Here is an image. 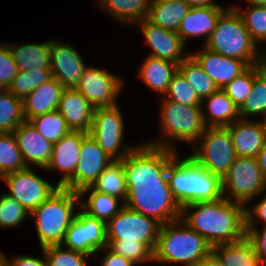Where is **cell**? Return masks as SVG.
<instances>
[{
    "label": "cell",
    "instance_id": "6da1fadb",
    "mask_svg": "<svg viewBox=\"0 0 266 266\" xmlns=\"http://www.w3.org/2000/svg\"><path fill=\"white\" fill-rule=\"evenodd\" d=\"M122 160L127 186L124 205L139 214L166 224L181 217L182 207L173 196L167 178L169 164L177 157L175 151L144 144Z\"/></svg>",
    "mask_w": 266,
    "mask_h": 266
},
{
    "label": "cell",
    "instance_id": "5bb4252c",
    "mask_svg": "<svg viewBox=\"0 0 266 266\" xmlns=\"http://www.w3.org/2000/svg\"><path fill=\"white\" fill-rule=\"evenodd\" d=\"M123 85L122 79L118 76L106 70L87 67L75 89L96 109L116 106L115 99Z\"/></svg>",
    "mask_w": 266,
    "mask_h": 266
},
{
    "label": "cell",
    "instance_id": "2e32d148",
    "mask_svg": "<svg viewBox=\"0 0 266 266\" xmlns=\"http://www.w3.org/2000/svg\"><path fill=\"white\" fill-rule=\"evenodd\" d=\"M50 58V70L53 78L64 88H76L87 68L79 52L69 44L63 45V43L52 40Z\"/></svg>",
    "mask_w": 266,
    "mask_h": 266
},
{
    "label": "cell",
    "instance_id": "603a6c76",
    "mask_svg": "<svg viewBox=\"0 0 266 266\" xmlns=\"http://www.w3.org/2000/svg\"><path fill=\"white\" fill-rule=\"evenodd\" d=\"M64 90L55 78L36 87L22 100L25 120L57 110Z\"/></svg>",
    "mask_w": 266,
    "mask_h": 266
},
{
    "label": "cell",
    "instance_id": "74e56055",
    "mask_svg": "<svg viewBox=\"0 0 266 266\" xmlns=\"http://www.w3.org/2000/svg\"><path fill=\"white\" fill-rule=\"evenodd\" d=\"M257 75V64L249 66L243 73L235 77L222 90L239 109L251 94L254 77Z\"/></svg>",
    "mask_w": 266,
    "mask_h": 266
},
{
    "label": "cell",
    "instance_id": "7402d4cb",
    "mask_svg": "<svg viewBox=\"0 0 266 266\" xmlns=\"http://www.w3.org/2000/svg\"><path fill=\"white\" fill-rule=\"evenodd\" d=\"M236 155L239 157H256L266 144L262 122H252L239 118L227 126Z\"/></svg>",
    "mask_w": 266,
    "mask_h": 266
},
{
    "label": "cell",
    "instance_id": "7dc6e473",
    "mask_svg": "<svg viewBox=\"0 0 266 266\" xmlns=\"http://www.w3.org/2000/svg\"><path fill=\"white\" fill-rule=\"evenodd\" d=\"M246 217V227H255L256 217L264 220L266 226V195L264 199L260 201L257 205L255 204L250 210L246 208L245 210Z\"/></svg>",
    "mask_w": 266,
    "mask_h": 266
},
{
    "label": "cell",
    "instance_id": "9c48e42d",
    "mask_svg": "<svg viewBox=\"0 0 266 266\" xmlns=\"http://www.w3.org/2000/svg\"><path fill=\"white\" fill-rule=\"evenodd\" d=\"M221 181L223 196L229 191L230 195L226 198L244 206L266 189V180L256 157L237 156Z\"/></svg>",
    "mask_w": 266,
    "mask_h": 266
},
{
    "label": "cell",
    "instance_id": "30bf717a",
    "mask_svg": "<svg viewBox=\"0 0 266 266\" xmlns=\"http://www.w3.org/2000/svg\"><path fill=\"white\" fill-rule=\"evenodd\" d=\"M160 226L154 218L139 214L124 205L118 214L105 223L106 239L138 241L154 252Z\"/></svg>",
    "mask_w": 266,
    "mask_h": 266
},
{
    "label": "cell",
    "instance_id": "9f6ffc18",
    "mask_svg": "<svg viewBox=\"0 0 266 266\" xmlns=\"http://www.w3.org/2000/svg\"><path fill=\"white\" fill-rule=\"evenodd\" d=\"M262 120H263L262 125H263V129H264L265 142H266V117H264Z\"/></svg>",
    "mask_w": 266,
    "mask_h": 266
},
{
    "label": "cell",
    "instance_id": "db71d44e",
    "mask_svg": "<svg viewBox=\"0 0 266 266\" xmlns=\"http://www.w3.org/2000/svg\"><path fill=\"white\" fill-rule=\"evenodd\" d=\"M257 74L266 83V55L257 63Z\"/></svg>",
    "mask_w": 266,
    "mask_h": 266
},
{
    "label": "cell",
    "instance_id": "11a10c76",
    "mask_svg": "<svg viewBox=\"0 0 266 266\" xmlns=\"http://www.w3.org/2000/svg\"><path fill=\"white\" fill-rule=\"evenodd\" d=\"M251 6H266V0H246Z\"/></svg>",
    "mask_w": 266,
    "mask_h": 266
},
{
    "label": "cell",
    "instance_id": "484cf974",
    "mask_svg": "<svg viewBox=\"0 0 266 266\" xmlns=\"http://www.w3.org/2000/svg\"><path fill=\"white\" fill-rule=\"evenodd\" d=\"M50 43H30L19 47L8 44V48L19 71L50 69Z\"/></svg>",
    "mask_w": 266,
    "mask_h": 266
},
{
    "label": "cell",
    "instance_id": "e0dca14e",
    "mask_svg": "<svg viewBox=\"0 0 266 266\" xmlns=\"http://www.w3.org/2000/svg\"><path fill=\"white\" fill-rule=\"evenodd\" d=\"M142 33L153 53L150 56L164 59L179 65L188 56H183V50L186 44L182 41L177 32L164 29L154 25L147 19L139 22Z\"/></svg>",
    "mask_w": 266,
    "mask_h": 266
},
{
    "label": "cell",
    "instance_id": "60d3db41",
    "mask_svg": "<svg viewBox=\"0 0 266 266\" xmlns=\"http://www.w3.org/2000/svg\"><path fill=\"white\" fill-rule=\"evenodd\" d=\"M46 266H87L85 257L90 256L80 251L62 249V245L42 248Z\"/></svg>",
    "mask_w": 266,
    "mask_h": 266
},
{
    "label": "cell",
    "instance_id": "d4e9b609",
    "mask_svg": "<svg viewBox=\"0 0 266 266\" xmlns=\"http://www.w3.org/2000/svg\"><path fill=\"white\" fill-rule=\"evenodd\" d=\"M204 100L208 101V115L203 111L206 127H227L239 119V109L222 90L212 93ZM210 118V119H209Z\"/></svg>",
    "mask_w": 266,
    "mask_h": 266
},
{
    "label": "cell",
    "instance_id": "f1b7e54d",
    "mask_svg": "<svg viewBox=\"0 0 266 266\" xmlns=\"http://www.w3.org/2000/svg\"><path fill=\"white\" fill-rule=\"evenodd\" d=\"M212 252L225 266H263L246 237L234 243L214 246Z\"/></svg>",
    "mask_w": 266,
    "mask_h": 266
},
{
    "label": "cell",
    "instance_id": "e575fe53",
    "mask_svg": "<svg viewBox=\"0 0 266 266\" xmlns=\"http://www.w3.org/2000/svg\"><path fill=\"white\" fill-rule=\"evenodd\" d=\"M26 168L14 134L0 133V178Z\"/></svg>",
    "mask_w": 266,
    "mask_h": 266
},
{
    "label": "cell",
    "instance_id": "8fae6325",
    "mask_svg": "<svg viewBox=\"0 0 266 266\" xmlns=\"http://www.w3.org/2000/svg\"><path fill=\"white\" fill-rule=\"evenodd\" d=\"M123 132L124 123L118 105L94 110L89 135L113 160H123L134 149L128 145L120 148Z\"/></svg>",
    "mask_w": 266,
    "mask_h": 266
},
{
    "label": "cell",
    "instance_id": "ac0fdd59",
    "mask_svg": "<svg viewBox=\"0 0 266 266\" xmlns=\"http://www.w3.org/2000/svg\"><path fill=\"white\" fill-rule=\"evenodd\" d=\"M12 133L26 166L29 167L31 162L45 169L52 155L53 144L46 140L28 120H24Z\"/></svg>",
    "mask_w": 266,
    "mask_h": 266
},
{
    "label": "cell",
    "instance_id": "836d02e7",
    "mask_svg": "<svg viewBox=\"0 0 266 266\" xmlns=\"http://www.w3.org/2000/svg\"><path fill=\"white\" fill-rule=\"evenodd\" d=\"M24 120L22 99L5 89L0 93V133L13 132Z\"/></svg>",
    "mask_w": 266,
    "mask_h": 266
},
{
    "label": "cell",
    "instance_id": "4dcf8cb0",
    "mask_svg": "<svg viewBox=\"0 0 266 266\" xmlns=\"http://www.w3.org/2000/svg\"><path fill=\"white\" fill-rule=\"evenodd\" d=\"M91 187L100 193L121 197L125 201L127 198V186L122 160H113L99 175Z\"/></svg>",
    "mask_w": 266,
    "mask_h": 266
},
{
    "label": "cell",
    "instance_id": "ffe728a7",
    "mask_svg": "<svg viewBox=\"0 0 266 266\" xmlns=\"http://www.w3.org/2000/svg\"><path fill=\"white\" fill-rule=\"evenodd\" d=\"M87 135L80 131H70L53 144L52 155L45 170L59 169L63 172V177L57 183L58 186L62 187L74 175L80 159L82 141Z\"/></svg>",
    "mask_w": 266,
    "mask_h": 266
},
{
    "label": "cell",
    "instance_id": "7c38bea8",
    "mask_svg": "<svg viewBox=\"0 0 266 266\" xmlns=\"http://www.w3.org/2000/svg\"><path fill=\"white\" fill-rule=\"evenodd\" d=\"M30 167L4 175L1 180L9 187L8 195L14 197L31 213L60 187L46 182Z\"/></svg>",
    "mask_w": 266,
    "mask_h": 266
},
{
    "label": "cell",
    "instance_id": "bcb514c9",
    "mask_svg": "<svg viewBox=\"0 0 266 266\" xmlns=\"http://www.w3.org/2000/svg\"><path fill=\"white\" fill-rule=\"evenodd\" d=\"M259 232L257 227H246V238L251 242L260 263L266 266V226Z\"/></svg>",
    "mask_w": 266,
    "mask_h": 266
},
{
    "label": "cell",
    "instance_id": "816d5d0a",
    "mask_svg": "<svg viewBox=\"0 0 266 266\" xmlns=\"http://www.w3.org/2000/svg\"><path fill=\"white\" fill-rule=\"evenodd\" d=\"M262 175L266 180V144L256 156Z\"/></svg>",
    "mask_w": 266,
    "mask_h": 266
},
{
    "label": "cell",
    "instance_id": "f35d334b",
    "mask_svg": "<svg viewBox=\"0 0 266 266\" xmlns=\"http://www.w3.org/2000/svg\"><path fill=\"white\" fill-rule=\"evenodd\" d=\"M165 95V99L183 105L203 106L193 87L179 70L173 75Z\"/></svg>",
    "mask_w": 266,
    "mask_h": 266
},
{
    "label": "cell",
    "instance_id": "9a60e30c",
    "mask_svg": "<svg viewBox=\"0 0 266 266\" xmlns=\"http://www.w3.org/2000/svg\"><path fill=\"white\" fill-rule=\"evenodd\" d=\"M112 161L113 159L88 134L82 141L80 159L74 175L62 187L80 192L83 188L91 186Z\"/></svg>",
    "mask_w": 266,
    "mask_h": 266
},
{
    "label": "cell",
    "instance_id": "52a82bcc",
    "mask_svg": "<svg viewBox=\"0 0 266 266\" xmlns=\"http://www.w3.org/2000/svg\"><path fill=\"white\" fill-rule=\"evenodd\" d=\"M161 130L162 135L168 140L148 142L157 146L175 151L170 139L182 140L192 143L198 141L206 129L203 120L202 106L183 105L171 100L162 99L161 102ZM167 141V142H166Z\"/></svg>",
    "mask_w": 266,
    "mask_h": 266
},
{
    "label": "cell",
    "instance_id": "c3c4849f",
    "mask_svg": "<svg viewBox=\"0 0 266 266\" xmlns=\"http://www.w3.org/2000/svg\"><path fill=\"white\" fill-rule=\"evenodd\" d=\"M0 256L3 258L6 266H46V259L43 261L28 255L16 256L11 261L6 259L2 253H0Z\"/></svg>",
    "mask_w": 266,
    "mask_h": 266
},
{
    "label": "cell",
    "instance_id": "7bdbcfd3",
    "mask_svg": "<svg viewBox=\"0 0 266 266\" xmlns=\"http://www.w3.org/2000/svg\"><path fill=\"white\" fill-rule=\"evenodd\" d=\"M244 26L248 30L251 39L256 43L266 40V6H251L243 14Z\"/></svg>",
    "mask_w": 266,
    "mask_h": 266
},
{
    "label": "cell",
    "instance_id": "b9f144b4",
    "mask_svg": "<svg viewBox=\"0 0 266 266\" xmlns=\"http://www.w3.org/2000/svg\"><path fill=\"white\" fill-rule=\"evenodd\" d=\"M266 117V83L257 74L254 77L251 94L239 108V116L245 119L246 116L261 114ZM245 116V117H244Z\"/></svg>",
    "mask_w": 266,
    "mask_h": 266
},
{
    "label": "cell",
    "instance_id": "cb8c5ba5",
    "mask_svg": "<svg viewBox=\"0 0 266 266\" xmlns=\"http://www.w3.org/2000/svg\"><path fill=\"white\" fill-rule=\"evenodd\" d=\"M225 10L221 6L191 8L181 21L177 34L184 43L188 37L206 36V44Z\"/></svg>",
    "mask_w": 266,
    "mask_h": 266
},
{
    "label": "cell",
    "instance_id": "f907efd6",
    "mask_svg": "<svg viewBox=\"0 0 266 266\" xmlns=\"http://www.w3.org/2000/svg\"><path fill=\"white\" fill-rule=\"evenodd\" d=\"M198 266H225L218 257L211 252L209 255H207Z\"/></svg>",
    "mask_w": 266,
    "mask_h": 266
},
{
    "label": "cell",
    "instance_id": "681fc988",
    "mask_svg": "<svg viewBox=\"0 0 266 266\" xmlns=\"http://www.w3.org/2000/svg\"><path fill=\"white\" fill-rule=\"evenodd\" d=\"M105 249V252H104ZM103 253L106 254L101 261V266H134L135 264L110 250L108 247L103 248Z\"/></svg>",
    "mask_w": 266,
    "mask_h": 266
},
{
    "label": "cell",
    "instance_id": "ab89813d",
    "mask_svg": "<svg viewBox=\"0 0 266 266\" xmlns=\"http://www.w3.org/2000/svg\"><path fill=\"white\" fill-rule=\"evenodd\" d=\"M108 248L118 255L132 261L134 264L152 261L153 252L138 241H123V239H107Z\"/></svg>",
    "mask_w": 266,
    "mask_h": 266
},
{
    "label": "cell",
    "instance_id": "f6af8a7d",
    "mask_svg": "<svg viewBox=\"0 0 266 266\" xmlns=\"http://www.w3.org/2000/svg\"><path fill=\"white\" fill-rule=\"evenodd\" d=\"M18 71L8 45H0V84L7 89L13 79L17 76Z\"/></svg>",
    "mask_w": 266,
    "mask_h": 266
},
{
    "label": "cell",
    "instance_id": "5b68a950",
    "mask_svg": "<svg viewBox=\"0 0 266 266\" xmlns=\"http://www.w3.org/2000/svg\"><path fill=\"white\" fill-rule=\"evenodd\" d=\"M256 45L235 6L227 8L220 15L215 29L204 44L208 49L226 57L242 60L248 66L256 65L266 55L257 52Z\"/></svg>",
    "mask_w": 266,
    "mask_h": 266
},
{
    "label": "cell",
    "instance_id": "3957f363",
    "mask_svg": "<svg viewBox=\"0 0 266 266\" xmlns=\"http://www.w3.org/2000/svg\"><path fill=\"white\" fill-rule=\"evenodd\" d=\"M211 252L212 246L180 218L160 226L153 261L198 266Z\"/></svg>",
    "mask_w": 266,
    "mask_h": 266
},
{
    "label": "cell",
    "instance_id": "f5cc1de1",
    "mask_svg": "<svg viewBox=\"0 0 266 266\" xmlns=\"http://www.w3.org/2000/svg\"><path fill=\"white\" fill-rule=\"evenodd\" d=\"M191 8L218 6L213 0H184Z\"/></svg>",
    "mask_w": 266,
    "mask_h": 266
},
{
    "label": "cell",
    "instance_id": "ee69618b",
    "mask_svg": "<svg viewBox=\"0 0 266 266\" xmlns=\"http://www.w3.org/2000/svg\"><path fill=\"white\" fill-rule=\"evenodd\" d=\"M30 213L14 197L3 194L0 196V227L18 226Z\"/></svg>",
    "mask_w": 266,
    "mask_h": 266
},
{
    "label": "cell",
    "instance_id": "4316f807",
    "mask_svg": "<svg viewBox=\"0 0 266 266\" xmlns=\"http://www.w3.org/2000/svg\"><path fill=\"white\" fill-rule=\"evenodd\" d=\"M190 9L184 0L151 1L147 20L154 25L177 32Z\"/></svg>",
    "mask_w": 266,
    "mask_h": 266
},
{
    "label": "cell",
    "instance_id": "d590c367",
    "mask_svg": "<svg viewBox=\"0 0 266 266\" xmlns=\"http://www.w3.org/2000/svg\"><path fill=\"white\" fill-rule=\"evenodd\" d=\"M35 129L52 144L58 142L71 130L67 126L66 120L57 111H51L29 120Z\"/></svg>",
    "mask_w": 266,
    "mask_h": 266
},
{
    "label": "cell",
    "instance_id": "ba28073f",
    "mask_svg": "<svg viewBox=\"0 0 266 266\" xmlns=\"http://www.w3.org/2000/svg\"><path fill=\"white\" fill-rule=\"evenodd\" d=\"M199 139L200 145L194 147V153L188 157L222 180L237 157L229 129L206 127Z\"/></svg>",
    "mask_w": 266,
    "mask_h": 266
},
{
    "label": "cell",
    "instance_id": "1f68e13d",
    "mask_svg": "<svg viewBox=\"0 0 266 266\" xmlns=\"http://www.w3.org/2000/svg\"><path fill=\"white\" fill-rule=\"evenodd\" d=\"M103 7L116 19L137 24L148 18L151 0H101Z\"/></svg>",
    "mask_w": 266,
    "mask_h": 266
},
{
    "label": "cell",
    "instance_id": "7a4b0ae2",
    "mask_svg": "<svg viewBox=\"0 0 266 266\" xmlns=\"http://www.w3.org/2000/svg\"><path fill=\"white\" fill-rule=\"evenodd\" d=\"M190 209L195 211L189 214ZM245 210L246 206L223 196L214 201L182 206L180 218L214 247L246 237Z\"/></svg>",
    "mask_w": 266,
    "mask_h": 266
},
{
    "label": "cell",
    "instance_id": "8d00e7d4",
    "mask_svg": "<svg viewBox=\"0 0 266 266\" xmlns=\"http://www.w3.org/2000/svg\"><path fill=\"white\" fill-rule=\"evenodd\" d=\"M52 78L53 76L50 69L18 71L17 76L13 79L7 89L16 97L23 100L36 87Z\"/></svg>",
    "mask_w": 266,
    "mask_h": 266
},
{
    "label": "cell",
    "instance_id": "4fadbf2b",
    "mask_svg": "<svg viewBox=\"0 0 266 266\" xmlns=\"http://www.w3.org/2000/svg\"><path fill=\"white\" fill-rule=\"evenodd\" d=\"M63 243L67 249L94 255L108 246L105 222L82 210L67 229Z\"/></svg>",
    "mask_w": 266,
    "mask_h": 266
},
{
    "label": "cell",
    "instance_id": "44dd1931",
    "mask_svg": "<svg viewBox=\"0 0 266 266\" xmlns=\"http://www.w3.org/2000/svg\"><path fill=\"white\" fill-rule=\"evenodd\" d=\"M95 108L75 88H65L57 111L66 120L71 131L89 134Z\"/></svg>",
    "mask_w": 266,
    "mask_h": 266
},
{
    "label": "cell",
    "instance_id": "f546056e",
    "mask_svg": "<svg viewBox=\"0 0 266 266\" xmlns=\"http://www.w3.org/2000/svg\"><path fill=\"white\" fill-rule=\"evenodd\" d=\"M86 192L91 193H89L87 202L83 203L81 199L80 208L89 216L100 219L105 223L118 214L124 206L122 204L120 207H117L119 198L95 191L91 186L83 188L79 192L80 198L84 194L86 195Z\"/></svg>",
    "mask_w": 266,
    "mask_h": 266
},
{
    "label": "cell",
    "instance_id": "680465c9",
    "mask_svg": "<svg viewBox=\"0 0 266 266\" xmlns=\"http://www.w3.org/2000/svg\"><path fill=\"white\" fill-rule=\"evenodd\" d=\"M151 1H167V2H172V1H177V0H151Z\"/></svg>",
    "mask_w": 266,
    "mask_h": 266
},
{
    "label": "cell",
    "instance_id": "83f0119b",
    "mask_svg": "<svg viewBox=\"0 0 266 266\" xmlns=\"http://www.w3.org/2000/svg\"><path fill=\"white\" fill-rule=\"evenodd\" d=\"M177 71L178 65L176 63L152 56H148L140 67V75L145 85L164 94V96L173 75Z\"/></svg>",
    "mask_w": 266,
    "mask_h": 266
},
{
    "label": "cell",
    "instance_id": "d6986e66",
    "mask_svg": "<svg viewBox=\"0 0 266 266\" xmlns=\"http://www.w3.org/2000/svg\"><path fill=\"white\" fill-rule=\"evenodd\" d=\"M191 56L211 77L219 89H223L249 67L242 60L223 56L205 46L202 51L191 54Z\"/></svg>",
    "mask_w": 266,
    "mask_h": 266
},
{
    "label": "cell",
    "instance_id": "d6a6232c",
    "mask_svg": "<svg viewBox=\"0 0 266 266\" xmlns=\"http://www.w3.org/2000/svg\"><path fill=\"white\" fill-rule=\"evenodd\" d=\"M178 70L193 87L201 101L219 90L211 77L202 69L198 62L191 56L178 65Z\"/></svg>",
    "mask_w": 266,
    "mask_h": 266
},
{
    "label": "cell",
    "instance_id": "277c9868",
    "mask_svg": "<svg viewBox=\"0 0 266 266\" xmlns=\"http://www.w3.org/2000/svg\"><path fill=\"white\" fill-rule=\"evenodd\" d=\"M178 160L176 157L169 164L167 178L173 196L181 207L223 197L222 181L218 176L199 167L189 157Z\"/></svg>",
    "mask_w": 266,
    "mask_h": 266
},
{
    "label": "cell",
    "instance_id": "8992f818",
    "mask_svg": "<svg viewBox=\"0 0 266 266\" xmlns=\"http://www.w3.org/2000/svg\"><path fill=\"white\" fill-rule=\"evenodd\" d=\"M79 192L59 187L54 194L34 209L30 215L36 219V230L41 248L62 245L65 233L76 217L75 205L80 206Z\"/></svg>",
    "mask_w": 266,
    "mask_h": 266
},
{
    "label": "cell",
    "instance_id": "91938a15",
    "mask_svg": "<svg viewBox=\"0 0 266 266\" xmlns=\"http://www.w3.org/2000/svg\"><path fill=\"white\" fill-rule=\"evenodd\" d=\"M5 90V88L0 84V93H2Z\"/></svg>",
    "mask_w": 266,
    "mask_h": 266
},
{
    "label": "cell",
    "instance_id": "6f0895ef",
    "mask_svg": "<svg viewBox=\"0 0 266 266\" xmlns=\"http://www.w3.org/2000/svg\"><path fill=\"white\" fill-rule=\"evenodd\" d=\"M0 266H6L3 258L0 256Z\"/></svg>",
    "mask_w": 266,
    "mask_h": 266
}]
</instances>
